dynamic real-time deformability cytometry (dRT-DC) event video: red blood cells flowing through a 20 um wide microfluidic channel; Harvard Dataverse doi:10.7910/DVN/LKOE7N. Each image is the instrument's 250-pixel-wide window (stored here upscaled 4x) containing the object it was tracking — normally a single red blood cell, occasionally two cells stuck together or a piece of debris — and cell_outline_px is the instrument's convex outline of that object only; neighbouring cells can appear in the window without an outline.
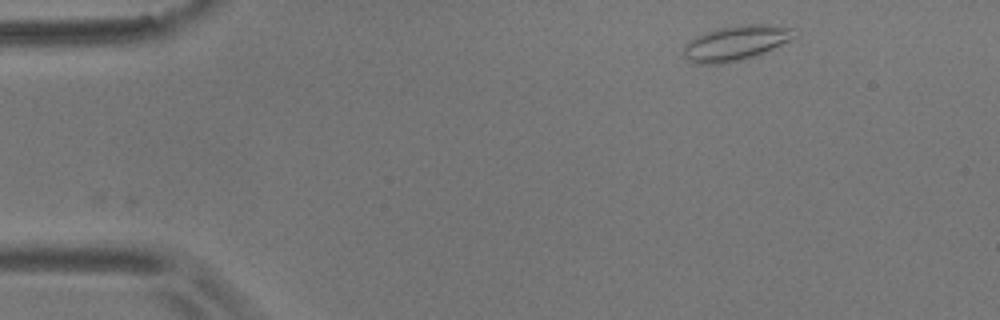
{"species": "common noctule bat (a hibernating species)", "species_latin": "Nyctalus noctula", "temperature_condition": "room temperature", "stored_images_in_passage": 40, "camera_frame_rate_fps": 3000, "um_per_image_px": 0.085, "animal": {"sex": "male", "body_mass_g": 17.9}, "frame": {"image": 1, "passage_image": 1, "time_ms": 0.0, "image_size_px": [1000, 320], "cell_outline_px": [[800, 36], [756, 56], [744, 60], [720, 64], [696, 64], [688, 60], [684, 56], [684, 44], [688, 40], [704, 32], [716, 28], [748, 24], [760, 24], [796, 28], [800, 32]], "centroid_in_image_um": [62.59, 3.65], "position_along_channel_um": 22.4, "area_um2": 23.06}}
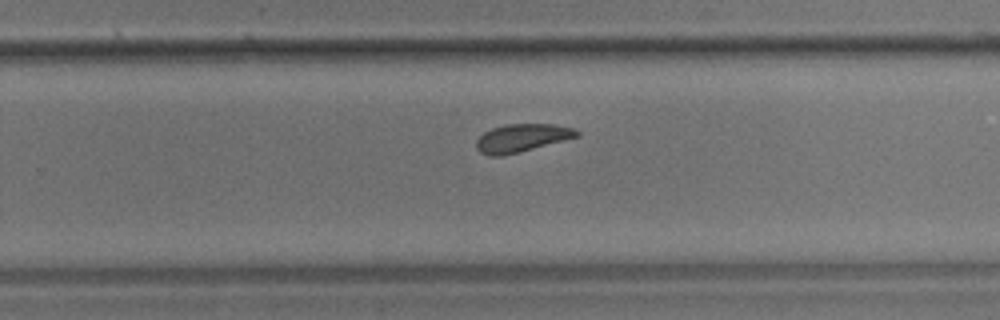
{"frame": {"image": 2, "passage_image": 30, "time_ms": 9.667, "image_size_px": [1000, 320], "cell_outline_px": [[580, 136], [500, 156], [488, 156], [480, 152], [476, 148], [476, 140], [484, 132], [492, 128], [504, 124], [552, 124], [572, 128], [580, 132]], "centroid_in_image_um": [44.32, 11.71], "position_along_channel_um": 285.5, "area_um2": 16.13}}
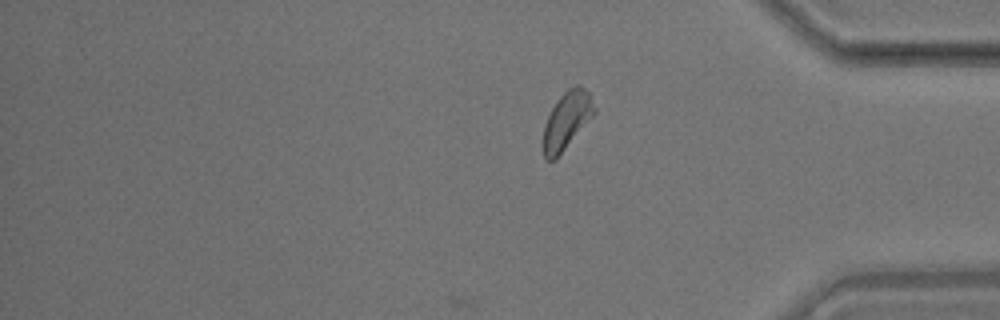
{"frame": {"image": 3, "passage_image": 40, "time_ms": 13.0, "image_size_px": [1000, 320], "cell_outline_px": [[596, 112], [556, 160], [548, 160], [544, 156], [544, 124], [556, 100], [568, 88], [576, 84], [580, 84], [588, 92], [596, 108]], "centroid_in_image_um": [48.19, 10.22], "position_along_channel_um": 387.0, "area_um2": 16.99}, "authors_computed_cell_mechanics": {"area_um2": 16.9643, "velocity_mm_per_s": 3.5367, "shape_relaxation_time_tau1_ms": null, "shape_relaxation_time_tau2_ms": 2.3175, "deformation_change_tau1": null, "deformation_change_tau2": 0.0932}}